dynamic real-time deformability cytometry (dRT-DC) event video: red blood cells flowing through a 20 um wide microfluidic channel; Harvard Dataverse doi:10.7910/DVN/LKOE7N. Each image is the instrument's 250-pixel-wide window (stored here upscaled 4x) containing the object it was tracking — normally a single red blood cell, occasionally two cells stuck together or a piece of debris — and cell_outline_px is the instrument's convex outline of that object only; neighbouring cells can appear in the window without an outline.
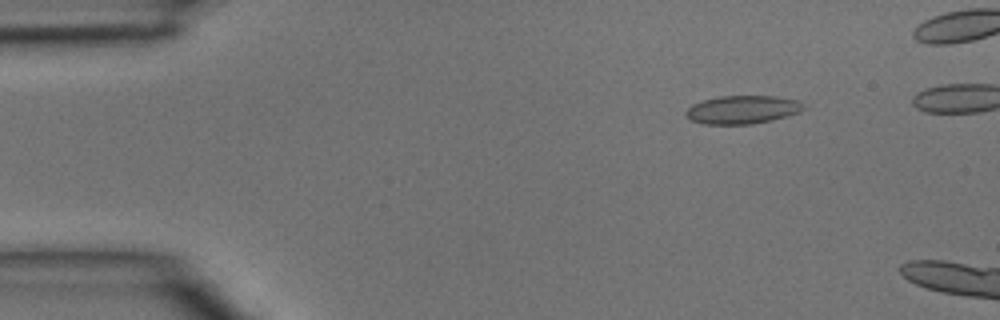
{"species": "common noctule bat (a hibernating species)", "species_latin": "Nyctalus noctula", "temperature_condition": "room temperature", "stored_images_in_passage": 4, "camera_frame_rate_fps": 3000, "um_per_image_px": 0.085, "animal": {"sex": "male", "body_mass_g": 15.6}, "frame": {"image": 1, "passage_image": 2, "time_ms": 0.333, "image_size_px": [1000, 320], "cell_outline_px": [[804, 108], [800, 112], [788, 116], [772, 120], [752, 124], [704, 124], [692, 120], [684, 112], [692, 104], [704, 100], [720, 96], [776, 96], [800, 100], [804, 104]], "centroid_in_image_um": [63.15, 9.31], "position_along_channel_um": 21.8, "area_um2": 19.42}}